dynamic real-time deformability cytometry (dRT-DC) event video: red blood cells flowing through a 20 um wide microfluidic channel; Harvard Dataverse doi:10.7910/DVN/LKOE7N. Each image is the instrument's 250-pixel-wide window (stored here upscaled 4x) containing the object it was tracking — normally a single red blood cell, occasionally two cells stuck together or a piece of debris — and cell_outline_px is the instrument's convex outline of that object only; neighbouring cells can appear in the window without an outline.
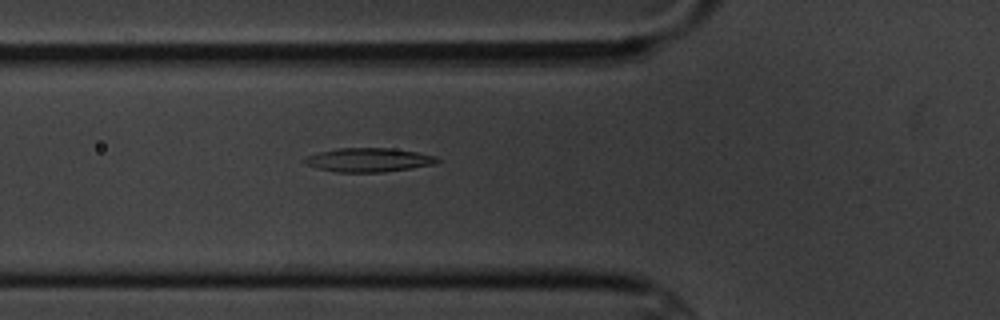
{"species": "common noctule bat (a hibernating species)", "species_latin": "Nyctalus noctula", "temperature_condition": "cold", "stored_images_in_passage": 5, "camera_frame_rate_fps": 3000, "um_per_image_px": 0.085, "animal": {"sex": "male", "body_mass_g": 20.1, "forearm_length_mm": 53.5}, "frame": {"image": 1, "passage_image": 5, "time_ms": 4.667, "image_size_px": [1000, 320], "cell_outline_px": [[440, 160], [436, 164], [412, 168], [384, 172], [336, 172], [304, 164], [304, 156], [320, 152], [340, 148], [392, 148], [416, 152], [436, 156]], "centroid_in_image_um": [31.35, 13.59], "position_along_channel_um": 94.4, "area_um2": 18.44}}